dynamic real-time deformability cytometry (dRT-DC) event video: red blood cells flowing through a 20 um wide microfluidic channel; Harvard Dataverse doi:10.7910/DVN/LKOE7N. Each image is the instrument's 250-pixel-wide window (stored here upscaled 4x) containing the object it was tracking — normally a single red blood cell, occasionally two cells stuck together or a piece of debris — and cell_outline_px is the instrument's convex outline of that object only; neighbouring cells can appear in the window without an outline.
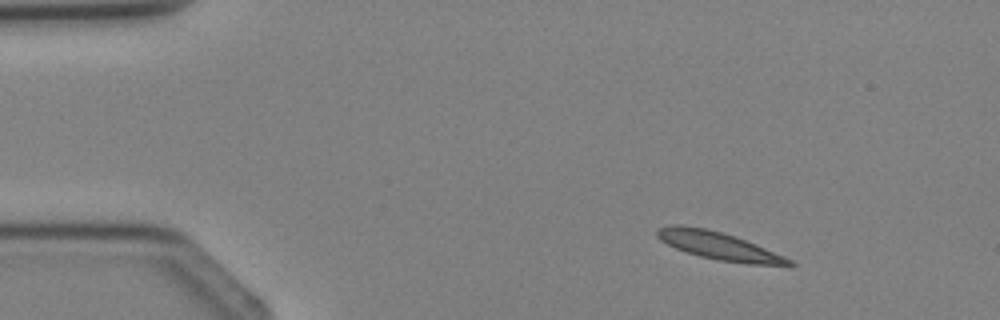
{"species": "Egyptian fruit bat (a non-hibernating species)", "species_latin": "Rousettus aegyptiacus", "temperature_condition": "cold", "stored_images_in_passage": 3, "camera_frame_rate_fps": 3000, "um_per_image_px": 0.085, "animal": {"sex": "female"}, "frame": {"image": 1, "passage_image": 1, "time_ms": 0.0, "image_size_px": [1000, 320], "cell_outline_px": [[796, 264], [788, 268], [748, 264], [720, 260], [700, 256], [676, 248], [660, 240], [656, 236], [656, 228], [672, 224], [680, 224], [704, 228], [736, 236], [756, 244], [784, 256], [792, 260]], "centroid_in_image_um": [61.19, 20.92], "position_along_channel_um": 23.8, "area_um2": 21.68}}
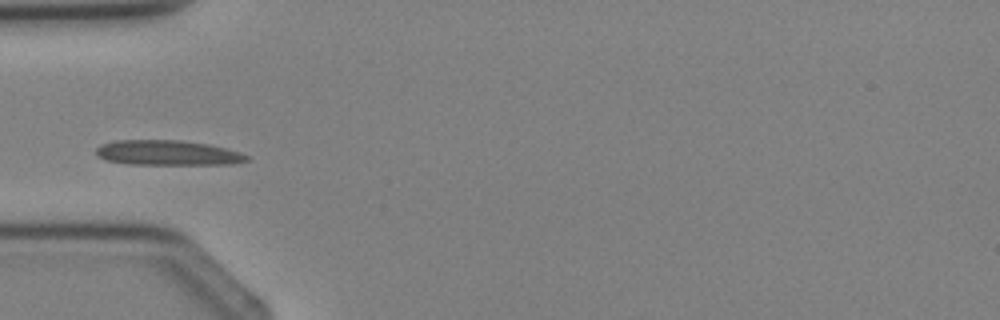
{"frame": {"image": 2, "passage_image": 3, "time_ms": 2.333, "image_size_px": [1000, 320], "cell_outline_px": [[248, 160], [232, 164], [128, 164], [104, 160], [96, 156], [96, 148], [100, 144], [116, 140], [180, 140], [208, 144], [240, 152], [248, 156]], "centroid_in_image_um": [14.18, 12.99], "position_along_channel_um": 70.8, "area_um2": 21.96}}